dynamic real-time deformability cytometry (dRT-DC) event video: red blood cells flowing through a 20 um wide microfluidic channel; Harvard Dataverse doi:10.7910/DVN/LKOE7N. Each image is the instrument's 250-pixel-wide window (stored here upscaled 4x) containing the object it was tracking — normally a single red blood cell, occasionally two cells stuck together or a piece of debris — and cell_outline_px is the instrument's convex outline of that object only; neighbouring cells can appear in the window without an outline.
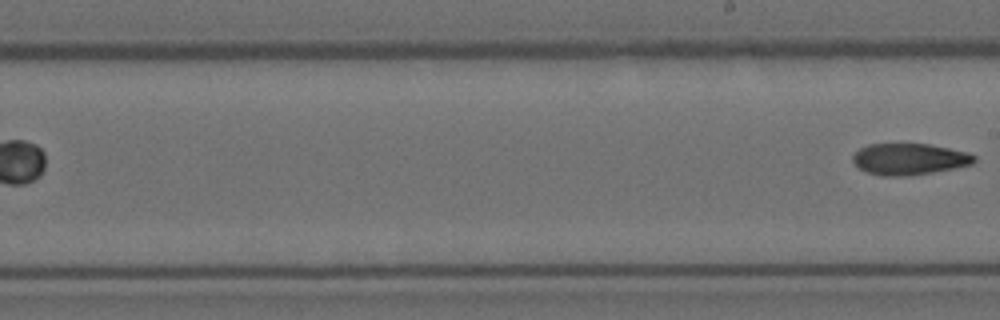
{"species": "Egyptian fruit bat (a non-hibernating species)", "species_latin": "Rousettus aegyptiacus", "temperature_condition": "room temperature", "stored_images_in_passage": 7, "segment_of_instrument_passage": [2, 2], "camera_frame_rate_fps": 3000, "um_per_image_px": 0.085, "animal": {"sex": "female"}, "frame": {"image": 1, "passage_image": 7, "time_ms": 2.0, "image_size_px": [1000, 320], "cell_outline_px": [[976, 160], [972, 164], [932, 172], [908, 176], [884, 176], [868, 172], [860, 168], [852, 160], [852, 156], [860, 148], [868, 144], [928, 144], [968, 152], [976, 156]], "centroid_in_image_um": [77.29, 13.52], "position_along_channel_um": 211.7, "area_um2": 22.02}}